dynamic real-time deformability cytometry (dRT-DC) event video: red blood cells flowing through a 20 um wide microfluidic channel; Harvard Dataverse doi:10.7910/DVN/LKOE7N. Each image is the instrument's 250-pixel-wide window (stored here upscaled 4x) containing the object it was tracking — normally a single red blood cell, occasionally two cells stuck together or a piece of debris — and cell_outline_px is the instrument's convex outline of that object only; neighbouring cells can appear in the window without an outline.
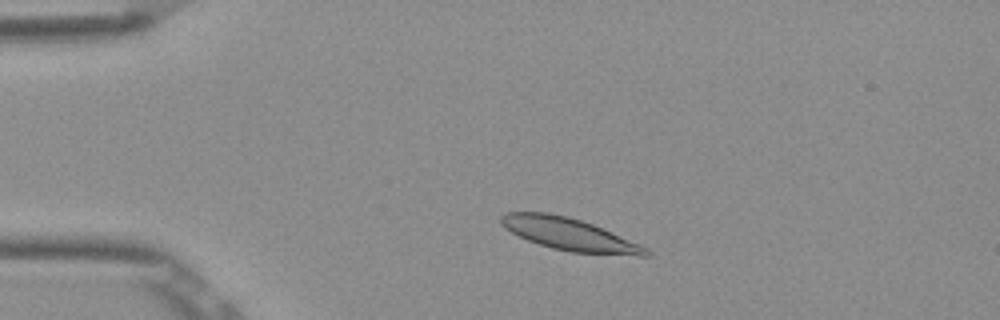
{"species": "Egyptian fruit bat (a non-hibernating species)", "species_latin": "Rousettus aegyptiacus", "temperature_condition": "room temperature", "stored_images_in_passage": 3, "camera_frame_rate_fps": 3000, "um_per_image_px": 0.085, "frame": {"image": 1, "passage_image": 2, "time_ms": 0.333, "image_size_px": [1000, 320], "cell_outline_px": [[652, 256], [636, 256], [572, 252], [552, 248], [528, 240], [504, 228], [500, 224], [500, 216], [504, 212], [548, 212], [580, 220], [592, 224], [640, 244], [648, 248], [652, 252]], "centroid_in_image_um": [48.41, 19.92], "position_along_channel_um": 36.6, "area_um2": 27.22}}